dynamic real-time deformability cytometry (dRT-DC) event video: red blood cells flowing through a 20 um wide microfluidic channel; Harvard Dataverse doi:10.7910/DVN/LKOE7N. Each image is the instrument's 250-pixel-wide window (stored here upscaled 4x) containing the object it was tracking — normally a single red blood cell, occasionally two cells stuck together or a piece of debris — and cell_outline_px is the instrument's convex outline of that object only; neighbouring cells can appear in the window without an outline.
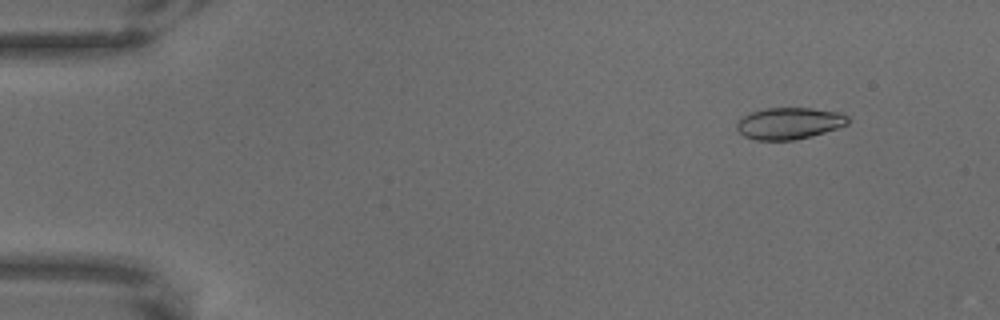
{"species": "common noctule bat (a hibernating species)", "species_latin": "Nyctalus noctula", "temperature_condition": "warm", "stored_images_in_passage": 65, "camera_frame_rate_fps": 3000, "um_per_image_px": 0.085, "animal": {"sex": "male", "body_mass_g": 18.8}, "frame": {"image": 1, "passage_image": 7, "time_ms": 2.0, "image_size_px": [1000, 320], "cell_outline_px": [[848, 124], [812, 136], [796, 140], [756, 140], [744, 136], [736, 128], [736, 124], [744, 116], [752, 112], [764, 108], [812, 108], [840, 112], [848, 116]], "centroid_in_image_um": [67.09, 10.48], "position_along_channel_um": 17.9, "area_um2": 20.46}}
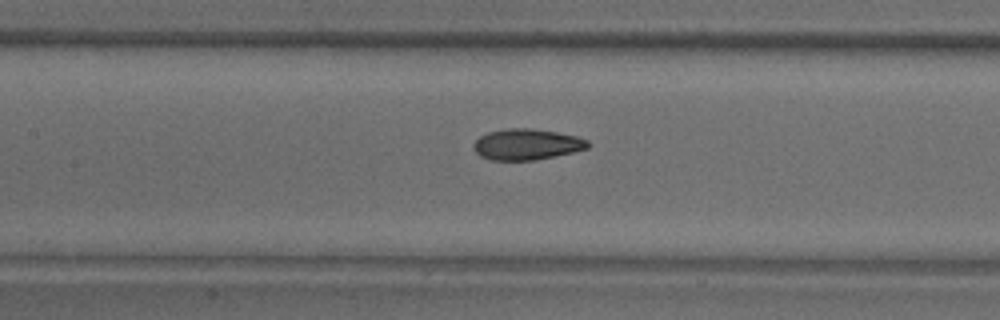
{"frame": {"image": 2, "passage_image": 31, "time_ms": 10.0, "image_size_px": [1000, 320], "cell_outline_px": [[592, 144], [588, 148], [572, 152], [536, 160], [492, 160], [480, 156], [472, 148], [472, 144], [480, 136], [488, 132], [508, 128], [532, 128], [556, 132], [576, 136], [588, 140]], "centroid_in_image_um": [44.77, 12.27], "position_along_channel_um": 162.6, "area_um2": 20.69}}
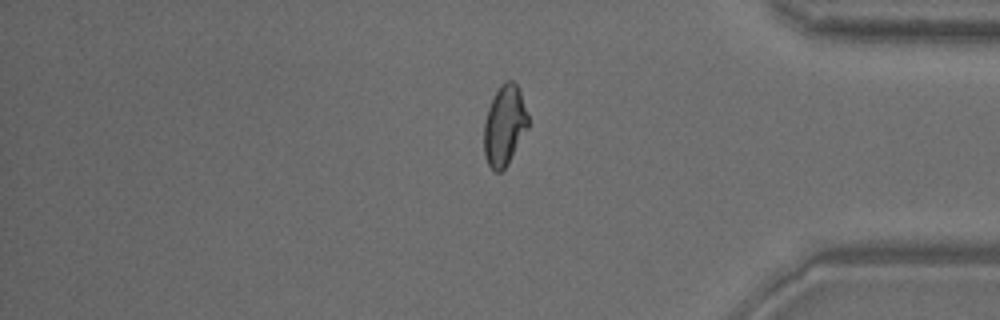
{"frame": {"image": 3, "passage_image": 55, "time_ms": 18.0, "image_size_px": [1000, 320], "cell_outline_px": [[528, 128], [508, 164], [500, 172], [496, 172], [488, 164], [484, 152], [484, 124], [488, 108], [500, 84], [508, 80], [512, 80], [520, 88], [528, 116]], "centroid_in_image_um": [42.89, 10.65], "position_along_channel_um": 392.3, "area_um2": 20.58}}